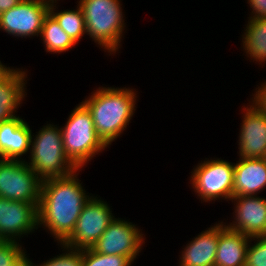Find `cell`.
<instances>
[{"mask_svg":"<svg viewBox=\"0 0 266 266\" xmlns=\"http://www.w3.org/2000/svg\"><path fill=\"white\" fill-rule=\"evenodd\" d=\"M79 171L81 169L67 177L42 181L38 227L46 229L59 244L72 233L84 205L91 198L80 183Z\"/></svg>","mask_w":266,"mask_h":266,"instance_id":"obj_1","label":"cell"},{"mask_svg":"<svg viewBox=\"0 0 266 266\" xmlns=\"http://www.w3.org/2000/svg\"><path fill=\"white\" fill-rule=\"evenodd\" d=\"M134 88L99 87L82 103L88 108L95 131L109 147L126 130L137 108Z\"/></svg>","mask_w":266,"mask_h":266,"instance_id":"obj_2","label":"cell"},{"mask_svg":"<svg viewBox=\"0 0 266 266\" xmlns=\"http://www.w3.org/2000/svg\"><path fill=\"white\" fill-rule=\"evenodd\" d=\"M85 19L86 35L103 48L116 54L126 27L121 0H79Z\"/></svg>","mask_w":266,"mask_h":266,"instance_id":"obj_3","label":"cell"},{"mask_svg":"<svg viewBox=\"0 0 266 266\" xmlns=\"http://www.w3.org/2000/svg\"><path fill=\"white\" fill-rule=\"evenodd\" d=\"M36 133L26 163L42 180L67 177L79 169L66 155L59 126L46 124Z\"/></svg>","mask_w":266,"mask_h":266,"instance_id":"obj_4","label":"cell"},{"mask_svg":"<svg viewBox=\"0 0 266 266\" xmlns=\"http://www.w3.org/2000/svg\"><path fill=\"white\" fill-rule=\"evenodd\" d=\"M71 111L65 126L60 127L63 146L67 157L82 169L107 146L98 137L92 116L82 102Z\"/></svg>","mask_w":266,"mask_h":266,"instance_id":"obj_5","label":"cell"},{"mask_svg":"<svg viewBox=\"0 0 266 266\" xmlns=\"http://www.w3.org/2000/svg\"><path fill=\"white\" fill-rule=\"evenodd\" d=\"M191 174L190 184L201 201H229L233 197L234 163L221 158H205L194 166Z\"/></svg>","mask_w":266,"mask_h":266,"instance_id":"obj_6","label":"cell"},{"mask_svg":"<svg viewBox=\"0 0 266 266\" xmlns=\"http://www.w3.org/2000/svg\"><path fill=\"white\" fill-rule=\"evenodd\" d=\"M42 181L25 159H0V197L38 208Z\"/></svg>","mask_w":266,"mask_h":266,"instance_id":"obj_7","label":"cell"},{"mask_svg":"<svg viewBox=\"0 0 266 266\" xmlns=\"http://www.w3.org/2000/svg\"><path fill=\"white\" fill-rule=\"evenodd\" d=\"M114 219L115 216L107 201L91 195L79 215L74 230L62 244L79 250L92 248Z\"/></svg>","mask_w":266,"mask_h":266,"instance_id":"obj_8","label":"cell"},{"mask_svg":"<svg viewBox=\"0 0 266 266\" xmlns=\"http://www.w3.org/2000/svg\"><path fill=\"white\" fill-rule=\"evenodd\" d=\"M50 0H23L0 14V31L18 38H31L41 34Z\"/></svg>","mask_w":266,"mask_h":266,"instance_id":"obj_9","label":"cell"},{"mask_svg":"<svg viewBox=\"0 0 266 266\" xmlns=\"http://www.w3.org/2000/svg\"><path fill=\"white\" fill-rule=\"evenodd\" d=\"M138 228L132 222L115 218L92 249L101 254L127 256L134 262L145 244V235Z\"/></svg>","mask_w":266,"mask_h":266,"instance_id":"obj_10","label":"cell"},{"mask_svg":"<svg viewBox=\"0 0 266 266\" xmlns=\"http://www.w3.org/2000/svg\"><path fill=\"white\" fill-rule=\"evenodd\" d=\"M38 226L34 204L0 197V241L18 242L24 235L34 233Z\"/></svg>","mask_w":266,"mask_h":266,"instance_id":"obj_11","label":"cell"},{"mask_svg":"<svg viewBox=\"0 0 266 266\" xmlns=\"http://www.w3.org/2000/svg\"><path fill=\"white\" fill-rule=\"evenodd\" d=\"M230 201L235 205V218L229 224L224 222L228 229L251 238L266 235V198L257 195L233 196Z\"/></svg>","mask_w":266,"mask_h":266,"instance_id":"obj_12","label":"cell"},{"mask_svg":"<svg viewBox=\"0 0 266 266\" xmlns=\"http://www.w3.org/2000/svg\"><path fill=\"white\" fill-rule=\"evenodd\" d=\"M242 114L237 141L239 157L263 158L266 152V115L259 113L250 103L246 108L243 106Z\"/></svg>","mask_w":266,"mask_h":266,"instance_id":"obj_13","label":"cell"},{"mask_svg":"<svg viewBox=\"0 0 266 266\" xmlns=\"http://www.w3.org/2000/svg\"><path fill=\"white\" fill-rule=\"evenodd\" d=\"M32 130L19 116L0 123V159L23 160L29 153Z\"/></svg>","mask_w":266,"mask_h":266,"instance_id":"obj_14","label":"cell"},{"mask_svg":"<svg viewBox=\"0 0 266 266\" xmlns=\"http://www.w3.org/2000/svg\"><path fill=\"white\" fill-rule=\"evenodd\" d=\"M265 188L266 162L263 158H239L234 163L233 196H255Z\"/></svg>","mask_w":266,"mask_h":266,"instance_id":"obj_15","label":"cell"},{"mask_svg":"<svg viewBox=\"0 0 266 266\" xmlns=\"http://www.w3.org/2000/svg\"><path fill=\"white\" fill-rule=\"evenodd\" d=\"M219 238V223L202 231L187 243L178 266H214Z\"/></svg>","mask_w":266,"mask_h":266,"instance_id":"obj_16","label":"cell"},{"mask_svg":"<svg viewBox=\"0 0 266 266\" xmlns=\"http://www.w3.org/2000/svg\"><path fill=\"white\" fill-rule=\"evenodd\" d=\"M27 71L12 67L0 78V123L17 116L20 104L24 101L27 93Z\"/></svg>","mask_w":266,"mask_h":266,"instance_id":"obj_17","label":"cell"},{"mask_svg":"<svg viewBox=\"0 0 266 266\" xmlns=\"http://www.w3.org/2000/svg\"><path fill=\"white\" fill-rule=\"evenodd\" d=\"M251 237L228 229L219 223V238L214 266H245Z\"/></svg>","mask_w":266,"mask_h":266,"instance_id":"obj_18","label":"cell"},{"mask_svg":"<svg viewBox=\"0 0 266 266\" xmlns=\"http://www.w3.org/2000/svg\"><path fill=\"white\" fill-rule=\"evenodd\" d=\"M242 35V46L247 57L264 66L266 63V18L247 21Z\"/></svg>","mask_w":266,"mask_h":266,"instance_id":"obj_19","label":"cell"},{"mask_svg":"<svg viewBox=\"0 0 266 266\" xmlns=\"http://www.w3.org/2000/svg\"><path fill=\"white\" fill-rule=\"evenodd\" d=\"M39 37L43 41L45 51L53 54L66 52L76 45L50 13L44 18Z\"/></svg>","mask_w":266,"mask_h":266,"instance_id":"obj_20","label":"cell"},{"mask_svg":"<svg viewBox=\"0 0 266 266\" xmlns=\"http://www.w3.org/2000/svg\"><path fill=\"white\" fill-rule=\"evenodd\" d=\"M58 0H50L49 13L56 19L59 26L78 44L80 39L87 34L85 19L81 7L77 4L76 10H56ZM57 3V4H56ZM55 7V8H54ZM57 11V12H56Z\"/></svg>","mask_w":266,"mask_h":266,"instance_id":"obj_21","label":"cell"},{"mask_svg":"<svg viewBox=\"0 0 266 266\" xmlns=\"http://www.w3.org/2000/svg\"><path fill=\"white\" fill-rule=\"evenodd\" d=\"M133 263L127 256L101 254L92 248L82 250V266H131Z\"/></svg>","mask_w":266,"mask_h":266,"instance_id":"obj_22","label":"cell"},{"mask_svg":"<svg viewBox=\"0 0 266 266\" xmlns=\"http://www.w3.org/2000/svg\"><path fill=\"white\" fill-rule=\"evenodd\" d=\"M62 254H59L49 260L35 265L32 262V266H82V250L69 248L60 243Z\"/></svg>","mask_w":266,"mask_h":266,"instance_id":"obj_23","label":"cell"},{"mask_svg":"<svg viewBox=\"0 0 266 266\" xmlns=\"http://www.w3.org/2000/svg\"><path fill=\"white\" fill-rule=\"evenodd\" d=\"M252 241L255 244L251 243ZM245 266H266V235L250 239Z\"/></svg>","mask_w":266,"mask_h":266,"instance_id":"obj_24","label":"cell"},{"mask_svg":"<svg viewBox=\"0 0 266 266\" xmlns=\"http://www.w3.org/2000/svg\"><path fill=\"white\" fill-rule=\"evenodd\" d=\"M21 243L0 241V266H13L25 253Z\"/></svg>","mask_w":266,"mask_h":266,"instance_id":"obj_25","label":"cell"},{"mask_svg":"<svg viewBox=\"0 0 266 266\" xmlns=\"http://www.w3.org/2000/svg\"><path fill=\"white\" fill-rule=\"evenodd\" d=\"M258 88L255 89L253 93L252 101H249L250 105H252L259 113L266 115V81L260 84ZM252 102V103H251Z\"/></svg>","mask_w":266,"mask_h":266,"instance_id":"obj_26","label":"cell"},{"mask_svg":"<svg viewBox=\"0 0 266 266\" xmlns=\"http://www.w3.org/2000/svg\"><path fill=\"white\" fill-rule=\"evenodd\" d=\"M251 11L249 20L256 18H266V0H247Z\"/></svg>","mask_w":266,"mask_h":266,"instance_id":"obj_27","label":"cell"},{"mask_svg":"<svg viewBox=\"0 0 266 266\" xmlns=\"http://www.w3.org/2000/svg\"><path fill=\"white\" fill-rule=\"evenodd\" d=\"M23 0H0V14L15 7Z\"/></svg>","mask_w":266,"mask_h":266,"instance_id":"obj_28","label":"cell"},{"mask_svg":"<svg viewBox=\"0 0 266 266\" xmlns=\"http://www.w3.org/2000/svg\"><path fill=\"white\" fill-rule=\"evenodd\" d=\"M13 266H32V260L24 254Z\"/></svg>","mask_w":266,"mask_h":266,"instance_id":"obj_29","label":"cell"},{"mask_svg":"<svg viewBox=\"0 0 266 266\" xmlns=\"http://www.w3.org/2000/svg\"><path fill=\"white\" fill-rule=\"evenodd\" d=\"M11 68L3 65V63L0 61V78L5 75Z\"/></svg>","mask_w":266,"mask_h":266,"instance_id":"obj_30","label":"cell"},{"mask_svg":"<svg viewBox=\"0 0 266 266\" xmlns=\"http://www.w3.org/2000/svg\"><path fill=\"white\" fill-rule=\"evenodd\" d=\"M263 159L266 162V152H265V155L263 156Z\"/></svg>","mask_w":266,"mask_h":266,"instance_id":"obj_31","label":"cell"}]
</instances>
